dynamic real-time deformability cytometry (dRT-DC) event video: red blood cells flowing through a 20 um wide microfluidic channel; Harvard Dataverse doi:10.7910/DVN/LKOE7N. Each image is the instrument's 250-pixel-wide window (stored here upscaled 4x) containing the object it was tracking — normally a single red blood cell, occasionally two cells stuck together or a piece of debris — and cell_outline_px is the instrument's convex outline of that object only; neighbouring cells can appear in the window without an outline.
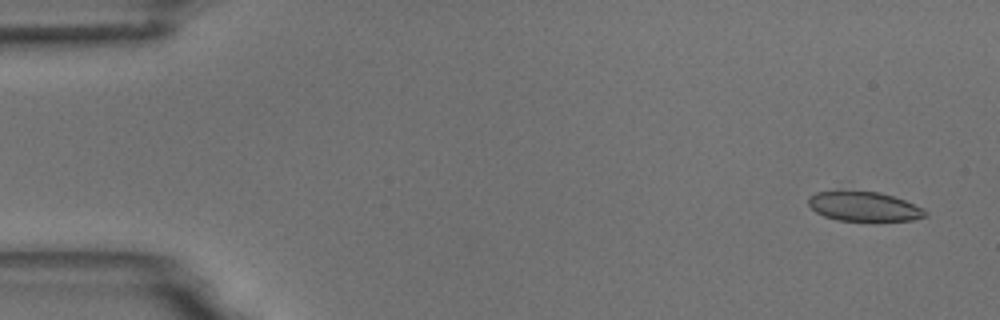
{"species": "common noctule bat (a hibernating species)", "species_latin": "Nyctalus noctula", "temperature_condition": "room temperature", "stored_images_in_passage": 4, "camera_frame_rate_fps": 3000, "um_per_image_px": 0.085, "animal": {"sex": "male", "body_mass_g": 18.8}, "frame": {"image": 1, "passage_image": 1, "time_ms": 0.0, "image_size_px": [1000, 320], "cell_outline_px": [[928, 212], [924, 216], [912, 220], [872, 224], [836, 220], [824, 216], [816, 212], [808, 204], [808, 200], [816, 192], [836, 188], [880, 192], [904, 200]], "centroid_in_image_um": [73.38, 17.56], "position_along_channel_um": 11.6, "area_um2": 21.39}}